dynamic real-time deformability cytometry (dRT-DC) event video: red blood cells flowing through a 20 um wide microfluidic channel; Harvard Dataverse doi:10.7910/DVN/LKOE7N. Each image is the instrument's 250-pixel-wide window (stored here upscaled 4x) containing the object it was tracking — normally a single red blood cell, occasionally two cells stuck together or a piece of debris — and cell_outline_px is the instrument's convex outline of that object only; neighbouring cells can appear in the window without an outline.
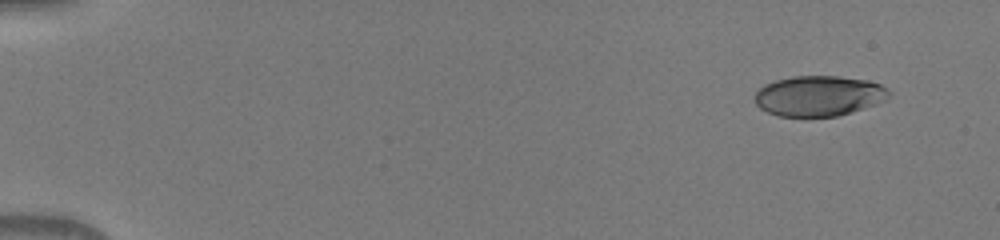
{"species": "human", "species_latin": "Homo sapiens", "temperature_condition": "warm", "stored_images_in_passage": 47, "camera_frame_rate_fps": 3000, "um_per_image_px": 0.085, "donor": {"sex": "male"}, "frame": {"image": 1, "passage_image": 1, "time_ms": 0.0, "image_size_px": [1000, 240], "cell_outline_px": [[892, 92], [888, 96], [872, 104], [836, 116], [776, 116], [760, 108], [756, 104], [756, 92], [764, 84], [776, 80], [792, 76], [836, 76], [868, 80], [880, 84], [888, 88]], "centroid_in_image_um": [69.56, 8.13], "position_along_channel_um": 15.4, "area_um2": 31.1}}
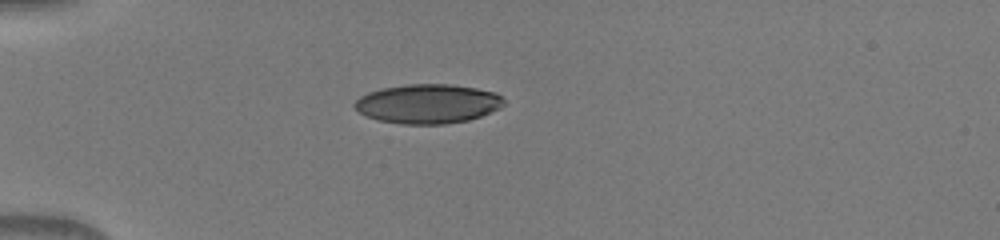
{"frame": {"image": 2, "passage_image": 12, "time_ms": 3.667, "image_size_px": [1000, 240], "cell_outline_px": [[504, 104], [500, 108], [480, 116], [468, 120], [444, 124], [400, 124], [380, 120], [368, 116], [360, 112], [352, 104], [360, 96], [368, 92], [380, 88], [408, 84], [452, 84], [476, 88], [496, 92], [504, 100]], "centroid_in_image_um": [36.36, 8.81], "position_along_channel_um": 48.6, "area_um2": 34.16}}
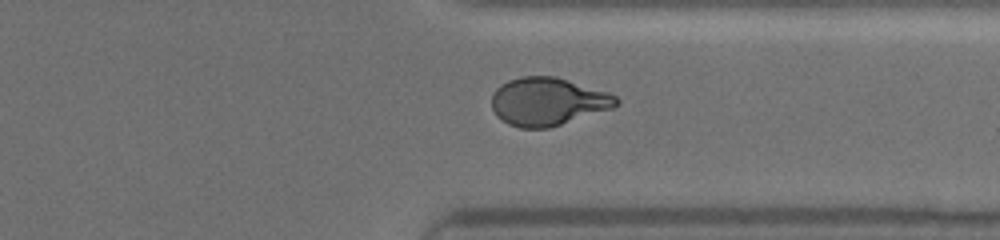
{"frame": {"image": 3, "passage_image": 37, "time_ms": 12.0, "image_size_px": [1000, 240], "cell_outline_px": [[620, 104], [612, 108], [548, 128], [520, 128], [508, 124], [496, 116], [492, 108], [492, 92], [496, 88], [508, 80], [520, 76], [556, 76], [608, 92], [616, 96], [620, 100]], "centroid_in_image_um": [46.55, 8.62], "position_along_channel_um": 364.9, "area_um2": 34.91}}